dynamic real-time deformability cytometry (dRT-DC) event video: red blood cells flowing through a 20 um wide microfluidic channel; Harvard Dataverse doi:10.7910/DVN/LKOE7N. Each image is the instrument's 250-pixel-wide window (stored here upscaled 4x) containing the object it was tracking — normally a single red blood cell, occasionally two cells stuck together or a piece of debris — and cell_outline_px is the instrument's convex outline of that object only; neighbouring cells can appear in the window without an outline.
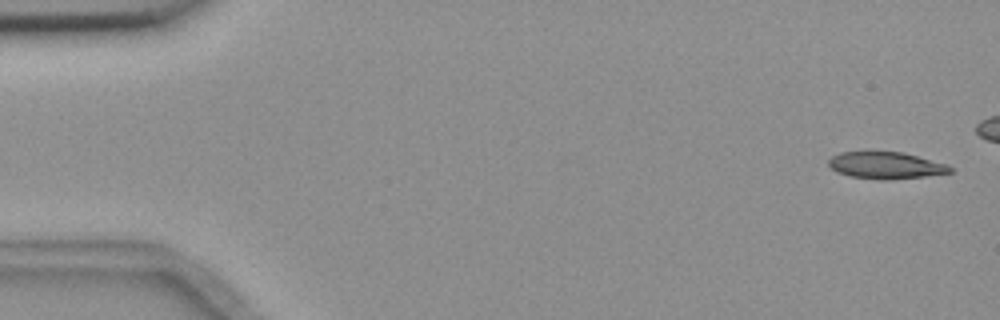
{"species": "common noctule bat (a hibernating species)", "species_latin": "Nyctalus noctula", "temperature_condition": "room temperature", "stored_images_in_passage": 6, "camera_frame_rate_fps": 3000, "um_per_image_px": 0.085, "animal": {"sex": "female", "body_mass_g": 18.4}, "frame": {"image": 1, "passage_image": 1, "time_ms": 0.0, "image_size_px": [1000, 320], "cell_outline_px": [[952, 172], [924, 176], [884, 180], [880, 180], [852, 176], [836, 172], [828, 164], [828, 160], [832, 156], [840, 152], [904, 152], [948, 164], [952, 168]], "centroid_in_image_um": [75.3, 14.05], "position_along_channel_um": 9.7, "area_um2": 18.9}}